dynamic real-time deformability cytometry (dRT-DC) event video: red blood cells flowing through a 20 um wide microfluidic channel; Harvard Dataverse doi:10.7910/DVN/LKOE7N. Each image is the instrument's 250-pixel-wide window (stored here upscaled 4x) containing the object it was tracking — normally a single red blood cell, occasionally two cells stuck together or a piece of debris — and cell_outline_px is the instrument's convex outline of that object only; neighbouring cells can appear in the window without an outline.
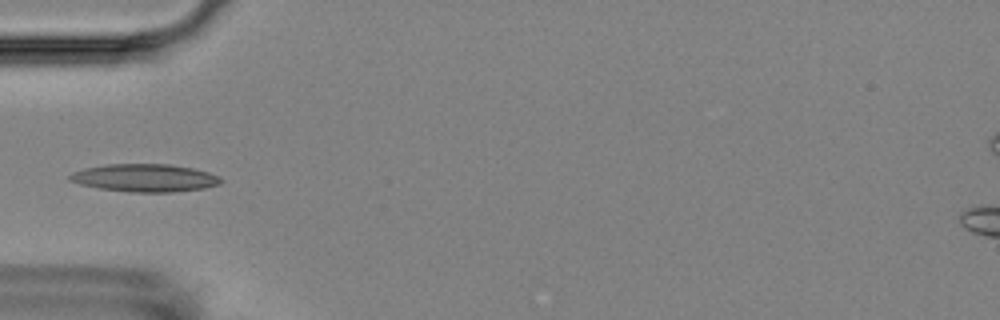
{"species": "Egyptian fruit bat (a non-hibernating species)", "species_latin": "Rousettus aegyptiacus", "temperature_condition": "room temperature", "stored_images_in_passage": 5, "camera_frame_rate_fps": 3000, "um_per_image_px": 0.085, "animal": {"sex": "female"}, "frame": {"image": 1, "passage_image": 5, "time_ms": 4.667, "image_size_px": [1000, 320], "cell_outline_px": [[224, 180], [220, 184], [204, 188], [172, 192], [128, 192], [100, 188], [80, 184], [68, 180], [68, 176], [72, 172], [84, 168], [108, 164], [168, 164], [192, 168], [208, 172], [220, 176]], "centroid_in_image_um": [12.31, 15.12], "position_along_channel_um": 72.7, "area_um2": 24.51}}